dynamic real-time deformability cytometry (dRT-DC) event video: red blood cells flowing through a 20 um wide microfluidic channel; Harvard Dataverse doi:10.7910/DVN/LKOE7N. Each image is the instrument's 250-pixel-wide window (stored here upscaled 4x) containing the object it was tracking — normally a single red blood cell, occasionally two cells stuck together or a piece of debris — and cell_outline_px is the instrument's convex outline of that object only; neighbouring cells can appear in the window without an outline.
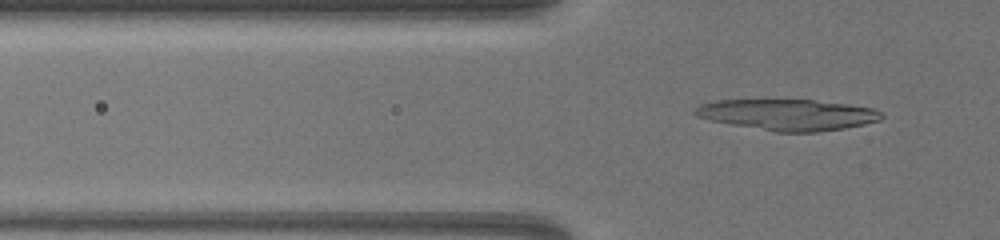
{"species": "common noctule bat (a hibernating species)", "species_latin": "Nyctalus noctula", "temperature_condition": "warm", "stored_images_in_passage": 59, "camera_frame_rate_fps": 3000, "um_per_image_px": 0.085, "animal": {"sex": "female", "body_mass_g": 19.5, "forearm_length_mm": 54.1}, "frame": {"image": 1, "passage_image": 16, "time_ms": 5.0, "image_size_px": [1000, 240], "cell_outline_px": [[884, 116], [880, 120], [864, 124], [844, 128], [816, 132], [776, 132], [732, 124], [712, 120], [696, 116], [692, 112], [700, 104], [716, 100], [812, 100], [848, 104], [876, 108]], "centroid_in_image_um": [66.99, 9.75], "position_along_channel_um": 58.8, "area_um2": 33.58}}